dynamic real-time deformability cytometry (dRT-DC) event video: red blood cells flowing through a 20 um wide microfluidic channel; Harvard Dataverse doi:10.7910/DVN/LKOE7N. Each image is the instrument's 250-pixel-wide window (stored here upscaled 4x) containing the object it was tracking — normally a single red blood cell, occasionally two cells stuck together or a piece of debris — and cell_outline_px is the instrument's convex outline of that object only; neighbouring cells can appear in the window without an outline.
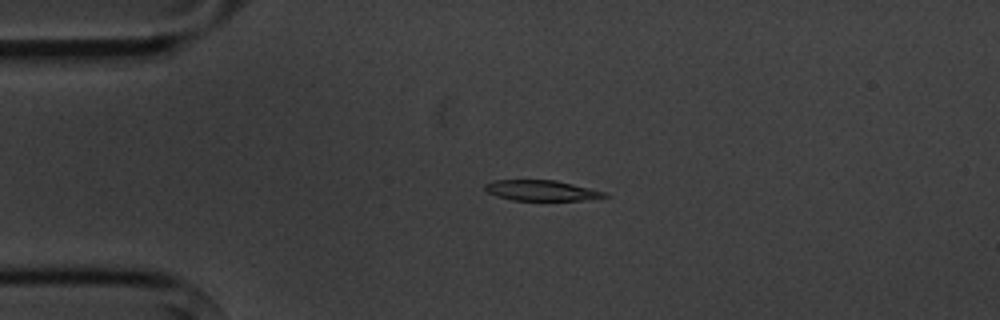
{"species": "common noctule bat (a hibernating species)", "species_latin": "Nyctalus noctula", "temperature_condition": "cold", "stored_images_in_passage": 6, "camera_frame_rate_fps": 3000, "um_per_image_px": 0.085, "animal": {"sex": "male", "body_mass_g": 20.1, "forearm_length_mm": 53.5}, "frame": {"image": 1, "passage_image": 3, "time_ms": 2.333, "image_size_px": [1000, 320], "cell_outline_px": [[608, 196], [580, 200], [512, 200], [496, 196], [488, 192], [484, 188], [484, 184], [496, 180], [556, 180], [604, 192]], "centroid_in_image_um": [45.95, 16.19], "position_along_channel_um": 39.1, "area_um2": 13.99}}
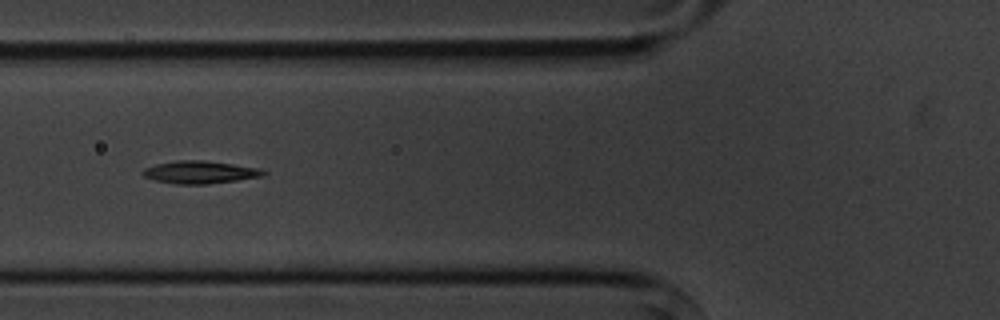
{"frame": {"image": 2, "passage_image": 5, "time_ms": 5.0, "image_size_px": [1000, 320], "cell_outline_px": [[268, 172], [264, 176], [208, 184], [176, 184], [156, 180], [144, 176], [140, 172], [144, 168], [156, 164], [176, 160], [204, 160], [260, 168]], "centroid_in_image_um": [17.0, 14.63], "position_along_channel_um": 108.8, "area_um2": 15.9}}
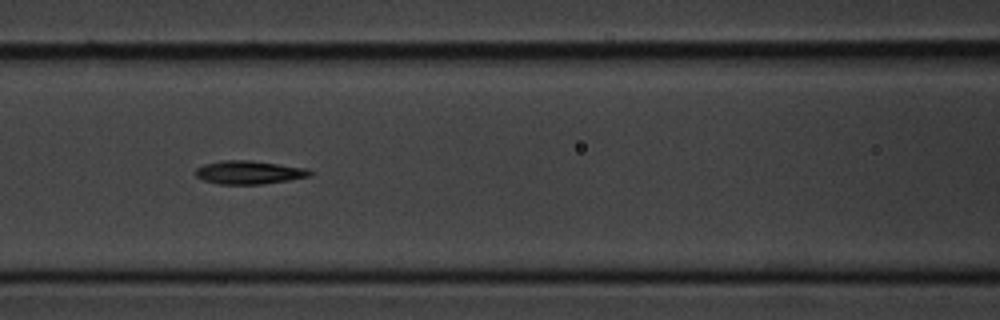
{"frame": {"image": 3, "passage_image": 6, "time_ms": 6.0, "image_size_px": [1000, 320], "cell_outline_px": [[312, 176], [288, 180], [260, 184], [220, 184], [204, 180], [196, 176], [196, 168], [204, 164], [224, 160], [248, 160], [308, 168], [312, 172]], "centroid_in_image_um": [21.18, 14.65], "position_along_channel_um": 145.4, "area_um2": 15.43}}